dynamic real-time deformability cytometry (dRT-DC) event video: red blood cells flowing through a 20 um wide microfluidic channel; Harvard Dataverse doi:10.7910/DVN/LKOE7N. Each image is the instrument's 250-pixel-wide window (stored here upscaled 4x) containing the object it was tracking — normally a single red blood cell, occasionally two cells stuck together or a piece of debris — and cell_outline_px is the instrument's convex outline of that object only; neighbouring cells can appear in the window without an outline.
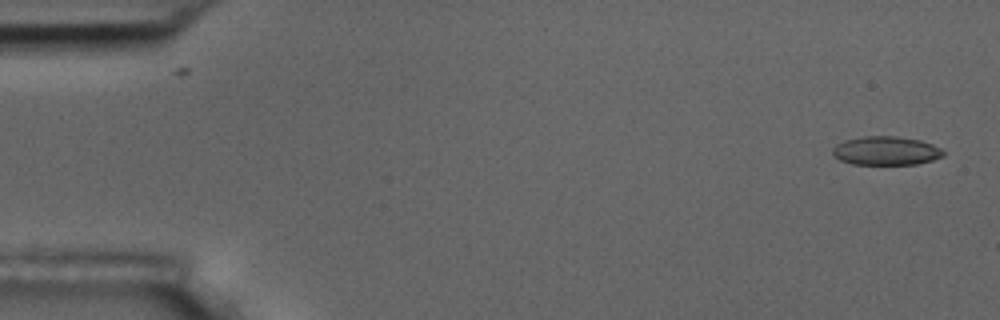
{"species": "common noctule bat (a hibernating species)", "species_latin": "Nyctalus noctula", "temperature_condition": "room temperature", "stored_images_in_passage": 4, "camera_frame_rate_fps": 3000, "um_per_image_px": 0.085, "animal": {"sex": "male", "body_mass_g": 17.5, "forearm_length_mm": 52.3}, "frame": {"image": 1, "passage_image": 1, "time_ms": 0.0, "image_size_px": [1000, 320], "cell_outline_px": [[944, 156], [932, 160], [916, 164], [852, 164], [840, 160], [832, 156], [832, 148], [836, 144], [844, 140], [864, 136], [896, 136], [920, 140], [932, 144], [940, 148], [944, 152]], "centroid_in_image_um": [75.28, 12.81], "position_along_channel_um": 9.7, "area_um2": 18.61}}
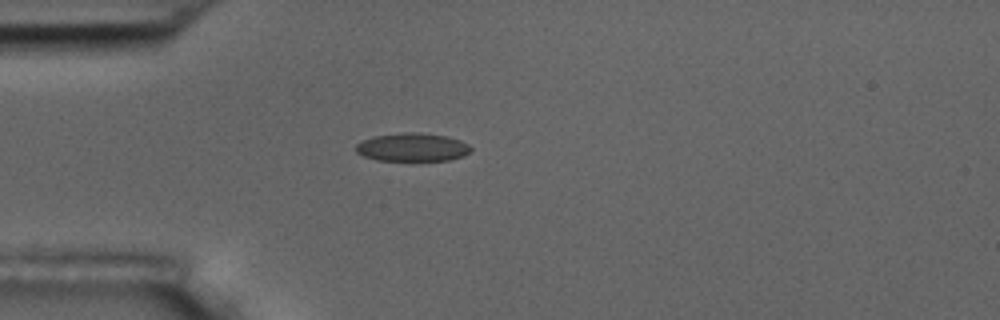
{"frame": {"image": 2, "passage_image": 4, "time_ms": 4.333, "image_size_px": [1000, 320], "cell_outline_px": [[472, 148], [464, 156], [448, 160], [376, 160], [364, 156], [356, 152], [356, 144], [372, 136], [404, 132], [420, 132], [448, 136], [460, 140], [468, 144]], "centroid_in_image_um": [35.06, 12.5], "position_along_channel_um": 49.9, "area_um2": 18.96}}